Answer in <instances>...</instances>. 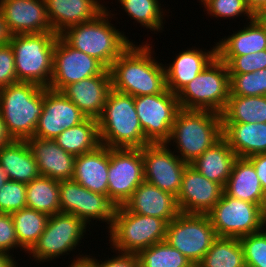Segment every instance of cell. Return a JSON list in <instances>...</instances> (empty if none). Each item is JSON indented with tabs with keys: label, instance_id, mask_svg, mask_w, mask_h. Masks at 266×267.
Returning <instances> with one entry per match:
<instances>
[{
	"label": "cell",
	"instance_id": "4",
	"mask_svg": "<svg viewBox=\"0 0 266 267\" xmlns=\"http://www.w3.org/2000/svg\"><path fill=\"white\" fill-rule=\"evenodd\" d=\"M99 138L109 148H143L149 144L135 109L134 97L111 89L97 119Z\"/></svg>",
	"mask_w": 266,
	"mask_h": 267
},
{
	"label": "cell",
	"instance_id": "24",
	"mask_svg": "<svg viewBox=\"0 0 266 267\" xmlns=\"http://www.w3.org/2000/svg\"><path fill=\"white\" fill-rule=\"evenodd\" d=\"M108 168L109 147L101 144L75 157L72 179L90 191L108 196Z\"/></svg>",
	"mask_w": 266,
	"mask_h": 267
},
{
	"label": "cell",
	"instance_id": "54",
	"mask_svg": "<svg viewBox=\"0 0 266 267\" xmlns=\"http://www.w3.org/2000/svg\"><path fill=\"white\" fill-rule=\"evenodd\" d=\"M255 18L266 28V7L261 9L256 15Z\"/></svg>",
	"mask_w": 266,
	"mask_h": 267
},
{
	"label": "cell",
	"instance_id": "17",
	"mask_svg": "<svg viewBox=\"0 0 266 267\" xmlns=\"http://www.w3.org/2000/svg\"><path fill=\"white\" fill-rule=\"evenodd\" d=\"M224 188L207 179L193 166L185 168L180 191L176 197L179 211L187 214H207L220 200Z\"/></svg>",
	"mask_w": 266,
	"mask_h": 267
},
{
	"label": "cell",
	"instance_id": "36",
	"mask_svg": "<svg viewBox=\"0 0 266 267\" xmlns=\"http://www.w3.org/2000/svg\"><path fill=\"white\" fill-rule=\"evenodd\" d=\"M117 206L108 196L95 193L83 187V200L81 207V220L93 229L94 220L106 224L108 230L112 224ZM102 221V222H101ZM91 222V223H90ZM92 227V228H91Z\"/></svg>",
	"mask_w": 266,
	"mask_h": 267
},
{
	"label": "cell",
	"instance_id": "22",
	"mask_svg": "<svg viewBox=\"0 0 266 267\" xmlns=\"http://www.w3.org/2000/svg\"><path fill=\"white\" fill-rule=\"evenodd\" d=\"M123 206L129 212L158 217L167 223L180 213L175 196L146 181L135 189Z\"/></svg>",
	"mask_w": 266,
	"mask_h": 267
},
{
	"label": "cell",
	"instance_id": "43",
	"mask_svg": "<svg viewBox=\"0 0 266 267\" xmlns=\"http://www.w3.org/2000/svg\"><path fill=\"white\" fill-rule=\"evenodd\" d=\"M230 96H259L258 74H229Z\"/></svg>",
	"mask_w": 266,
	"mask_h": 267
},
{
	"label": "cell",
	"instance_id": "55",
	"mask_svg": "<svg viewBox=\"0 0 266 267\" xmlns=\"http://www.w3.org/2000/svg\"><path fill=\"white\" fill-rule=\"evenodd\" d=\"M8 178L5 169L0 165V189L7 182Z\"/></svg>",
	"mask_w": 266,
	"mask_h": 267
},
{
	"label": "cell",
	"instance_id": "34",
	"mask_svg": "<svg viewBox=\"0 0 266 267\" xmlns=\"http://www.w3.org/2000/svg\"><path fill=\"white\" fill-rule=\"evenodd\" d=\"M198 267H246L240 239L217 237Z\"/></svg>",
	"mask_w": 266,
	"mask_h": 267
},
{
	"label": "cell",
	"instance_id": "27",
	"mask_svg": "<svg viewBox=\"0 0 266 267\" xmlns=\"http://www.w3.org/2000/svg\"><path fill=\"white\" fill-rule=\"evenodd\" d=\"M266 50V28L254 18L216 42L217 56H241Z\"/></svg>",
	"mask_w": 266,
	"mask_h": 267
},
{
	"label": "cell",
	"instance_id": "47",
	"mask_svg": "<svg viewBox=\"0 0 266 267\" xmlns=\"http://www.w3.org/2000/svg\"><path fill=\"white\" fill-rule=\"evenodd\" d=\"M247 159L253 164L263 191L266 193V153L253 155Z\"/></svg>",
	"mask_w": 266,
	"mask_h": 267
},
{
	"label": "cell",
	"instance_id": "2",
	"mask_svg": "<svg viewBox=\"0 0 266 267\" xmlns=\"http://www.w3.org/2000/svg\"><path fill=\"white\" fill-rule=\"evenodd\" d=\"M106 7L94 20L68 27L60 36L74 49L98 60L106 69L133 43L117 29L112 19L117 13Z\"/></svg>",
	"mask_w": 266,
	"mask_h": 267
},
{
	"label": "cell",
	"instance_id": "30",
	"mask_svg": "<svg viewBox=\"0 0 266 267\" xmlns=\"http://www.w3.org/2000/svg\"><path fill=\"white\" fill-rule=\"evenodd\" d=\"M54 140L75 157L93 151L101 145L97 119L86 118L80 124L65 129Z\"/></svg>",
	"mask_w": 266,
	"mask_h": 267
},
{
	"label": "cell",
	"instance_id": "40",
	"mask_svg": "<svg viewBox=\"0 0 266 267\" xmlns=\"http://www.w3.org/2000/svg\"><path fill=\"white\" fill-rule=\"evenodd\" d=\"M83 186L71 180L59 181V205L61 213L73 214L81 219Z\"/></svg>",
	"mask_w": 266,
	"mask_h": 267
},
{
	"label": "cell",
	"instance_id": "18",
	"mask_svg": "<svg viewBox=\"0 0 266 267\" xmlns=\"http://www.w3.org/2000/svg\"><path fill=\"white\" fill-rule=\"evenodd\" d=\"M11 35L53 32L45 0H0Z\"/></svg>",
	"mask_w": 266,
	"mask_h": 267
},
{
	"label": "cell",
	"instance_id": "23",
	"mask_svg": "<svg viewBox=\"0 0 266 267\" xmlns=\"http://www.w3.org/2000/svg\"><path fill=\"white\" fill-rule=\"evenodd\" d=\"M45 1L52 31L57 35L63 33L68 27L94 20L106 9L101 0Z\"/></svg>",
	"mask_w": 266,
	"mask_h": 267
},
{
	"label": "cell",
	"instance_id": "50",
	"mask_svg": "<svg viewBox=\"0 0 266 267\" xmlns=\"http://www.w3.org/2000/svg\"><path fill=\"white\" fill-rule=\"evenodd\" d=\"M16 256L0 251V267H14L19 259Z\"/></svg>",
	"mask_w": 266,
	"mask_h": 267
},
{
	"label": "cell",
	"instance_id": "52",
	"mask_svg": "<svg viewBox=\"0 0 266 267\" xmlns=\"http://www.w3.org/2000/svg\"><path fill=\"white\" fill-rule=\"evenodd\" d=\"M259 82V96H266V68L257 71Z\"/></svg>",
	"mask_w": 266,
	"mask_h": 267
},
{
	"label": "cell",
	"instance_id": "41",
	"mask_svg": "<svg viewBox=\"0 0 266 267\" xmlns=\"http://www.w3.org/2000/svg\"><path fill=\"white\" fill-rule=\"evenodd\" d=\"M228 67L229 74H246L266 68V50L241 56H217Z\"/></svg>",
	"mask_w": 266,
	"mask_h": 267
},
{
	"label": "cell",
	"instance_id": "25",
	"mask_svg": "<svg viewBox=\"0 0 266 267\" xmlns=\"http://www.w3.org/2000/svg\"><path fill=\"white\" fill-rule=\"evenodd\" d=\"M224 192L235 199L260 205L266 211V193L253 164L247 158H237L224 187Z\"/></svg>",
	"mask_w": 266,
	"mask_h": 267
},
{
	"label": "cell",
	"instance_id": "38",
	"mask_svg": "<svg viewBox=\"0 0 266 267\" xmlns=\"http://www.w3.org/2000/svg\"><path fill=\"white\" fill-rule=\"evenodd\" d=\"M203 8V12L216 19L222 18L227 20L245 17L246 21H251L255 15L246 5L245 0H198ZM205 9V10H204Z\"/></svg>",
	"mask_w": 266,
	"mask_h": 267
},
{
	"label": "cell",
	"instance_id": "1",
	"mask_svg": "<svg viewBox=\"0 0 266 267\" xmlns=\"http://www.w3.org/2000/svg\"><path fill=\"white\" fill-rule=\"evenodd\" d=\"M144 42L134 41L113 62L109 69L113 90L135 97L159 94L167 88L164 64L156 60L152 41Z\"/></svg>",
	"mask_w": 266,
	"mask_h": 267
},
{
	"label": "cell",
	"instance_id": "20",
	"mask_svg": "<svg viewBox=\"0 0 266 267\" xmlns=\"http://www.w3.org/2000/svg\"><path fill=\"white\" fill-rule=\"evenodd\" d=\"M214 43L209 50L195 46L180 50L171 63L164 65L166 87L170 92L177 94L214 60L217 56Z\"/></svg>",
	"mask_w": 266,
	"mask_h": 267
},
{
	"label": "cell",
	"instance_id": "44",
	"mask_svg": "<svg viewBox=\"0 0 266 267\" xmlns=\"http://www.w3.org/2000/svg\"><path fill=\"white\" fill-rule=\"evenodd\" d=\"M109 256H107L105 260H99L95 257V254L89 253L84 259V262L89 267H139V258L138 255L135 253H124L118 252ZM115 255V256H114Z\"/></svg>",
	"mask_w": 266,
	"mask_h": 267
},
{
	"label": "cell",
	"instance_id": "26",
	"mask_svg": "<svg viewBox=\"0 0 266 267\" xmlns=\"http://www.w3.org/2000/svg\"><path fill=\"white\" fill-rule=\"evenodd\" d=\"M222 137L239 158L266 153V123H222Z\"/></svg>",
	"mask_w": 266,
	"mask_h": 267
},
{
	"label": "cell",
	"instance_id": "31",
	"mask_svg": "<svg viewBox=\"0 0 266 267\" xmlns=\"http://www.w3.org/2000/svg\"><path fill=\"white\" fill-rule=\"evenodd\" d=\"M222 123H266V96H230Z\"/></svg>",
	"mask_w": 266,
	"mask_h": 267
},
{
	"label": "cell",
	"instance_id": "6",
	"mask_svg": "<svg viewBox=\"0 0 266 267\" xmlns=\"http://www.w3.org/2000/svg\"><path fill=\"white\" fill-rule=\"evenodd\" d=\"M54 32L11 35L18 82L49 88L53 74Z\"/></svg>",
	"mask_w": 266,
	"mask_h": 267
},
{
	"label": "cell",
	"instance_id": "5",
	"mask_svg": "<svg viewBox=\"0 0 266 267\" xmlns=\"http://www.w3.org/2000/svg\"><path fill=\"white\" fill-rule=\"evenodd\" d=\"M44 87L30 82H17L0 89V112L12 140L34 137L43 112Z\"/></svg>",
	"mask_w": 266,
	"mask_h": 267
},
{
	"label": "cell",
	"instance_id": "15",
	"mask_svg": "<svg viewBox=\"0 0 266 267\" xmlns=\"http://www.w3.org/2000/svg\"><path fill=\"white\" fill-rule=\"evenodd\" d=\"M144 178L147 183L177 197L185 168L183 162L166 143L147 144L142 148Z\"/></svg>",
	"mask_w": 266,
	"mask_h": 267
},
{
	"label": "cell",
	"instance_id": "53",
	"mask_svg": "<svg viewBox=\"0 0 266 267\" xmlns=\"http://www.w3.org/2000/svg\"><path fill=\"white\" fill-rule=\"evenodd\" d=\"M85 254V255H84ZM82 253V254H78L75 256V254H73V260L69 261V265L68 267H89L85 262L84 259L87 256V252L86 253ZM75 256V257H74ZM71 262V264H70Z\"/></svg>",
	"mask_w": 266,
	"mask_h": 267
},
{
	"label": "cell",
	"instance_id": "29",
	"mask_svg": "<svg viewBox=\"0 0 266 267\" xmlns=\"http://www.w3.org/2000/svg\"><path fill=\"white\" fill-rule=\"evenodd\" d=\"M237 158L222 137L190 165L207 179L219 183L224 188Z\"/></svg>",
	"mask_w": 266,
	"mask_h": 267
},
{
	"label": "cell",
	"instance_id": "28",
	"mask_svg": "<svg viewBox=\"0 0 266 267\" xmlns=\"http://www.w3.org/2000/svg\"><path fill=\"white\" fill-rule=\"evenodd\" d=\"M0 165L8 180L28 184L40 176L37 162L26 140H12L0 149Z\"/></svg>",
	"mask_w": 266,
	"mask_h": 267
},
{
	"label": "cell",
	"instance_id": "49",
	"mask_svg": "<svg viewBox=\"0 0 266 267\" xmlns=\"http://www.w3.org/2000/svg\"><path fill=\"white\" fill-rule=\"evenodd\" d=\"M12 141V138L8 135L6 128H5V123L2 118V114L0 112V149L9 144Z\"/></svg>",
	"mask_w": 266,
	"mask_h": 267
},
{
	"label": "cell",
	"instance_id": "37",
	"mask_svg": "<svg viewBox=\"0 0 266 267\" xmlns=\"http://www.w3.org/2000/svg\"><path fill=\"white\" fill-rule=\"evenodd\" d=\"M139 267H193L176 248L167 241H161L141 250L138 254Z\"/></svg>",
	"mask_w": 266,
	"mask_h": 267
},
{
	"label": "cell",
	"instance_id": "12",
	"mask_svg": "<svg viewBox=\"0 0 266 267\" xmlns=\"http://www.w3.org/2000/svg\"><path fill=\"white\" fill-rule=\"evenodd\" d=\"M135 109L149 144L166 143L179 112L177 94L167 88L159 94L134 97Z\"/></svg>",
	"mask_w": 266,
	"mask_h": 267
},
{
	"label": "cell",
	"instance_id": "51",
	"mask_svg": "<svg viewBox=\"0 0 266 267\" xmlns=\"http://www.w3.org/2000/svg\"><path fill=\"white\" fill-rule=\"evenodd\" d=\"M245 2L254 15L266 7V0H245Z\"/></svg>",
	"mask_w": 266,
	"mask_h": 267
},
{
	"label": "cell",
	"instance_id": "48",
	"mask_svg": "<svg viewBox=\"0 0 266 267\" xmlns=\"http://www.w3.org/2000/svg\"><path fill=\"white\" fill-rule=\"evenodd\" d=\"M11 34L7 28L5 18L0 10V45L9 43Z\"/></svg>",
	"mask_w": 266,
	"mask_h": 267
},
{
	"label": "cell",
	"instance_id": "33",
	"mask_svg": "<svg viewBox=\"0 0 266 267\" xmlns=\"http://www.w3.org/2000/svg\"><path fill=\"white\" fill-rule=\"evenodd\" d=\"M26 205L48 216L60 213L59 181L45 176L30 181L26 184Z\"/></svg>",
	"mask_w": 266,
	"mask_h": 267
},
{
	"label": "cell",
	"instance_id": "39",
	"mask_svg": "<svg viewBox=\"0 0 266 267\" xmlns=\"http://www.w3.org/2000/svg\"><path fill=\"white\" fill-rule=\"evenodd\" d=\"M246 267H266V228L240 238Z\"/></svg>",
	"mask_w": 266,
	"mask_h": 267
},
{
	"label": "cell",
	"instance_id": "9",
	"mask_svg": "<svg viewBox=\"0 0 266 267\" xmlns=\"http://www.w3.org/2000/svg\"><path fill=\"white\" fill-rule=\"evenodd\" d=\"M80 218L73 214L56 213L49 216L44 232L40 235L37 242L27 252L30 260L36 263L51 262L54 259H63L73 251L77 254L76 249L83 246L85 234L90 231ZM87 231V232H86ZM76 250V251H75Z\"/></svg>",
	"mask_w": 266,
	"mask_h": 267
},
{
	"label": "cell",
	"instance_id": "46",
	"mask_svg": "<svg viewBox=\"0 0 266 267\" xmlns=\"http://www.w3.org/2000/svg\"><path fill=\"white\" fill-rule=\"evenodd\" d=\"M17 82L13 49L10 43L0 45V89Z\"/></svg>",
	"mask_w": 266,
	"mask_h": 267
},
{
	"label": "cell",
	"instance_id": "19",
	"mask_svg": "<svg viewBox=\"0 0 266 267\" xmlns=\"http://www.w3.org/2000/svg\"><path fill=\"white\" fill-rule=\"evenodd\" d=\"M112 89L111 74L105 69L100 75L65 86L62 92L87 118L98 119Z\"/></svg>",
	"mask_w": 266,
	"mask_h": 267
},
{
	"label": "cell",
	"instance_id": "7",
	"mask_svg": "<svg viewBox=\"0 0 266 267\" xmlns=\"http://www.w3.org/2000/svg\"><path fill=\"white\" fill-rule=\"evenodd\" d=\"M168 223L154 216L129 212L124 206L116 208L107 239L111 252L138 254L166 239ZM110 233V234H109Z\"/></svg>",
	"mask_w": 266,
	"mask_h": 267
},
{
	"label": "cell",
	"instance_id": "32",
	"mask_svg": "<svg viewBox=\"0 0 266 267\" xmlns=\"http://www.w3.org/2000/svg\"><path fill=\"white\" fill-rule=\"evenodd\" d=\"M122 6L123 12L131 17L135 23H139L141 27L149 29L152 32L162 33L165 29L166 16H169L166 9H163L160 0H115ZM161 2V3H160ZM162 5V6H161ZM167 13V15H166ZM165 19V20H164Z\"/></svg>",
	"mask_w": 266,
	"mask_h": 267
},
{
	"label": "cell",
	"instance_id": "45",
	"mask_svg": "<svg viewBox=\"0 0 266 267\" xmlns=\"http://www.w3.org/2000/svg\"><path fill=\"white\" fill-rule=\"evenodd\" d=\"M14 249L27 253L18 243L12 215L0 213V251L14 256Z\"/></svg>",
	"mask_w": 266,
	"mask_h": 267
},
{
	"label": "cell",
	"instance_id": "14",
	"mask_svg": "<svg viewBox=\"0 0 266 267\" xmlns=\"http://www.w3.org/2000/svg\"><path fill=\"white\" fill-rule=\"evenodd\" d=\"M105 69L98 60L74 49L58 35L53 50V74L49 89L61 91L69 84L100 75Z\"/></svg>",
	"mask_w": 266,
	"mask_h": 267
},
{
	"label": "cell",
	"instance_id": "42",
	"mask_svg": "<svg viewBox=\"0 0 266 267\" xmlns=\"http://www.w3.org/2000/svg\"><path fill=\"white\" fill-rule=\"evenodd\" d=\"M26 207V184L7 180L0 189V213L12 214Z\"/></svg>",
	"mask_w": 266,
	"mask_h": 267
},
{
	"label": "cell",
	"instance_id": "56",
	"mask_svg": "<svg viewBox=\"0 0 266 267\" xmlns=\"http://www.w3.org/2000/svg\"><path fill=\"white\" fill-rule=\"evenodd\" d=\"M20 264L17 262L15 265H14V267H18ZM20 267V266H19Z\"/></svg>",
	"mask_w": 266,
	"mask_h": 267
},
{
	"label": "cell",
	"instance_id": "16",
	"mask_svg": "<svg viewBox=\"0 0 266 267\" xmlns=\"http://www.w3.org/2000/svg\"><path fill=\"white\" fill-rule=\"evenodd\" d=\"M87 117L62 92L44 87L43 112L34 137L55 139L65 129L83 122Z\"/></svg>",
	"mask_w": 266,
	"mask_h": 267
},
{
	"label": "cell",
	"instance_id": "8",
	"mask_svg": "<svg viewBox=\"0 0 266 267\" xmlns=\"http://www.w3.org/2000/svg\"><path fill=\"white\" fill-rule=\"evenodd\" d=\"M229 97L228 67L217 56L177 93L181 109L207 110L218 114L224 110Z\"/></svg>",
	"mask_w": 266,
	"mask_h": 267
},
{
	"label": "cell",
	"instance_id": "35",
	"mask_svg": "<svg viewBox=\"0 0 266 267\" xmlns=\"http://www.w3.org/2000/svg\"><path fill=\"white\" fill-rule=\"evenodd\" d=\"M11 215L18 243L28 252L44 232L49 216L27 207Z\"/></svg>",
	"mask_w": 266,
	"mask_h": 267
},
{
	"label": "cell",
	"instance_id": "21",
	"mask_svg": "<svg viewBox=\"0 0 266 267\" xmlns=\"http://www.w3.org/2000/svg\"><path fill=\"white\" fill-rule=\"evenodd\" d=\"M37 162L40 176L58 181L71 180L75 156L64 151L54 139L32 137L26 140Z\"/></svg>",
	"mask_w": 266,
	"mask_h": 267
},
{
	"label": "cell",
	"instance_id": "11",
	"mask_svg": "<svg viewBox=\"0 0 266 267\" xmlns=\"http://www.w3.org/2000/svg\"><path fill=\"white\" fill-rule=\"evenodd\" d=\"M216 238L207 214L180 212L168 223L165 241L197 266Z\"/></svg>",
	"mask_w": 266,
	"mask_h": 267
},
{
	"label": "cell",
	"instance_id": "13",
	"mask_svg": "<svg viewBox=\"0 0 266 267\" xmlns=\"http://www.w3.org/2000/svg\"><path fill=\"white\" fill-rule=\"evenodd\" d=\"M145 181L142 148H109L108 197L123 206Z\"/></svg>",
	"mask_w": 266,
	"mask_h": 267
},
{
	"label": "cell",
	"instance_id": "3",
	"mask_svg": "<svg viewBox=\"0 0 266 267\" xmlns=\"http://www.w3.org/2000/svg\"><path fill=\"white\" fill-rule=\"evenodd\" d=\"M222 138L221 114L180 109L166 144L185 163L192 164Z\"/></svg>",
	"mask_w": 266,
	"mask_h": 267
},
{
	"label": "cell",
	"instance_id": "10",
	"mask_svg": "<svg viewBox=\"0 0 266 267\" xmlns=\"http://www.w3.org/2000/svg\"><path fill=\"white\" fill-rule=\"evenodd\" d=\"M207 215L217 237L240 239L266 227V211L260 205L232 198L225 192Z\"/></svg>",
	"mask_w": 266,
	"mask_h": 267
}]
</instances>
